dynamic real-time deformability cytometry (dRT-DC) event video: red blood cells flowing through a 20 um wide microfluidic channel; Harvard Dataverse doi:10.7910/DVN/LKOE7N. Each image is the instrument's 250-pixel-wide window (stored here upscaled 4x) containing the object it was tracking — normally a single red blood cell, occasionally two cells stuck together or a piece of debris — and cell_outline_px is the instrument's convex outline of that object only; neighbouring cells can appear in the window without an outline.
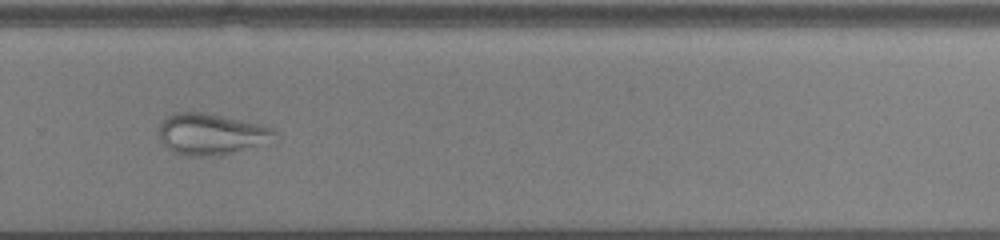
{"species": "common noctule bat (a hibernating species)", "species_latin": "Nyctalus noctula", "temperature_condition": "cold", "stored_images_in_passage": 36, "camera_frame_rate_fps": 3000, "um_per_image_px": 0.085, "animal": {"sex": "male", "body_mass_g": 13.0, "forearm_length_mm": 53.1}, "frame": {"image": 1, "passage_image": 26, "time_ms": 8.333, "image_size_px": [1000, 240], "cell_outline_px": [[280, 132], [256, 144], [224, 156], [188, 156], [172, 152], [160, 140], [160, 120], [172, 112], [200, 112], [260, 124], [272, 128]], "centroid_in_image_um": [17.83, 11.4], "position_along_channel_um": 312.0, "area_um2": 27.34}}